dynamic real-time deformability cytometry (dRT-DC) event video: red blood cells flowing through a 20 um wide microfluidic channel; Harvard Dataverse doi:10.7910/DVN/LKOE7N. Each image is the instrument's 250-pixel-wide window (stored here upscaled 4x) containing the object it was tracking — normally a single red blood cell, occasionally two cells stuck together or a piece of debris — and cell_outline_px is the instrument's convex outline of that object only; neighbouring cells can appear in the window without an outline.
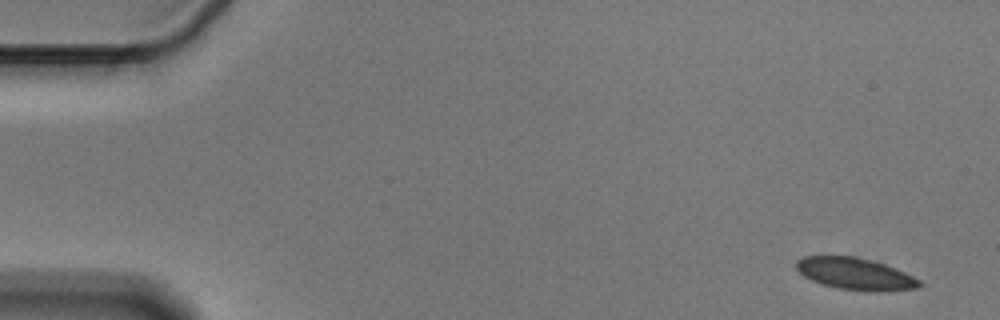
{"species": "Egyptian fruit bat (a non-hibernating species)", "species_latin": "Rousettus aegyptiacus", "temperature_condition": "cold", "stored_images_in_passage": 6, "segment_of_instrument_passage": [2, 2], "camera_frame_rate_fps": 3000, "um_per_image_px": 0.085, "animal": {"sex": "male"}, "frame": {"image": 1, "passage_image": 6, "time_ms": 1.667, "image_size_px": [1000, 320], "cell_outline_px": [[924, 284], [920, 288], [884, 292], [868, 292], [836, 288], [820, 284], [804, 276], [796, 268], [796, 260], [804, 256], [856, 256], [872, 260], [884, 264], [904, 272], [920, 280]], "centroid_in_image_um": [72.73, 23.29], "position_along_channel_um": 12.3, "area_um2": 23.24}}